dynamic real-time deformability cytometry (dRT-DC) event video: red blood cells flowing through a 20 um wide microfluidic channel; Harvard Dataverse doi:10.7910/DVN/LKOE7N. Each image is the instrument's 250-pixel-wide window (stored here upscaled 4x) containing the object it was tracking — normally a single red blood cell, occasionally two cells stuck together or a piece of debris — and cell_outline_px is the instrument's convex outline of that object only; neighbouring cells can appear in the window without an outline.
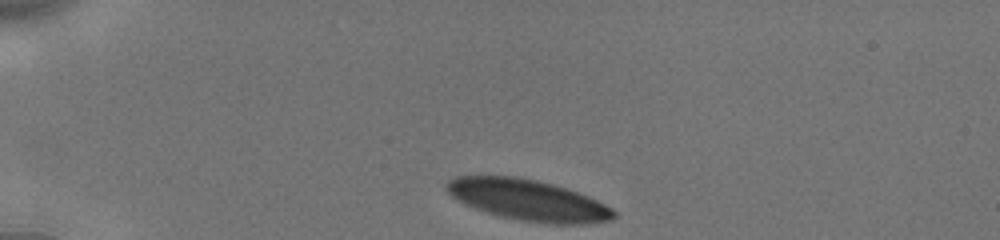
{"species": "human", "species_latin": "Homo sapiens", "temperature_condition": "cold", "stored_images_in_passage": 36, "camera_frame_rate_fps": 3000, "um_per_image_px": 0.085, "donor": {"sex": "male"}, "frame": {"image": 1, "passage_image": 1, "time_ms": 0.0, "image_size_px": [1000, 240], "cell_outline_px": [[616, 216], [612, 220], [588, 224], [552, 224], [520, 220], [500, 216], [476, 208], [456, 200], [444, 188], [444, 184], [448, 180], [456, 176], [516, 176], [536, 180], [552, 184], [588, 196], [612, 208], [616, 212]], "centroid_in_image_um": [44.88, 17.01], "position_along_channel_um": 40.1, "area_um2": 39.82}}
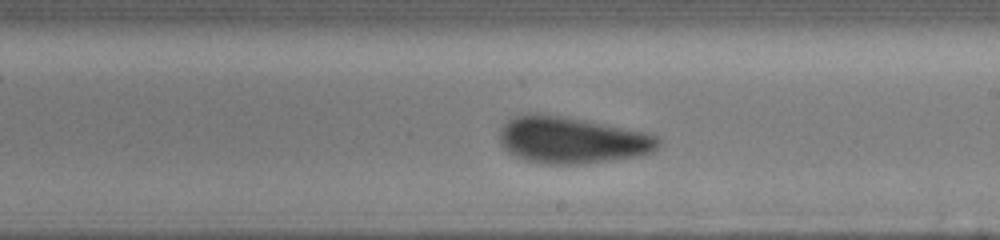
{"frame": {"image": 2, "passage_image": 21, "time_ms": 6.667, "image_size_px": [1000, 240], "cell_outline_px": [[664, 144], [652, 152], [640, 156], [584, 164], [544, 164], [524, 160], [508, 152], [500, 144], [500, 128], [512, 116], [528, 112], [540, 112], [584, 120], [644, 132], [660, 136]], "centroid_in_image_um": [48.61, 11.9], "position_along_channel_um": 240.4, "area_um2": 43.81}}
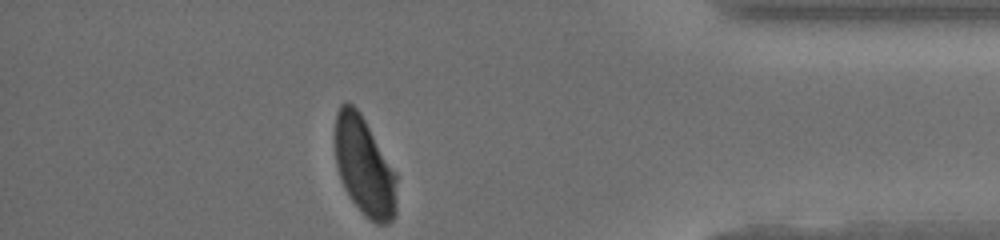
{"frame": {"image": 3, "passage_image": 36, "time_ms": 11.667, "image_size_px": [1000, 240], "cell_outline_px": [[396, 212], [392, 220], [388, 224], [376, 224], [364, 216], [352, 200], [344, 188], [336, 164], [332, 140], [336, 112], [340, 104], [348, 100], [360, 112], [396, 172]], "centroid_in_image_um": [30.93, 14.11], "position_along_channel_um": 404.3, "area_um2": 36.18}, "authors_computed_cell_mechanics": {"area_um2": 42.2518, "velocity_mm_per_s": 3.8308, "shape_relaxation_time_tau1_ms": 3.5256, "shape_relaxation_time_tau2_ms": 0.8867, "deformation_change_tau1": 0.1132, "deformation_change_tau2": 0.0596}}